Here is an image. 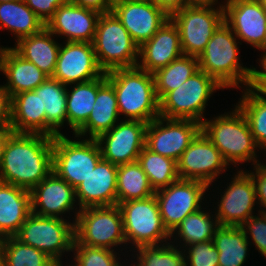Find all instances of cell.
Here are the masks:
<instances>
[{"instance_id": "cell-1", "label": "cell", "mask_w": 266, "mask_h": 266, "mask_svg": "<svg viewBox=\"0 0 266 266\" xmlns=\"http://www.w3.org/2000/svg\"><path fill=\"white\" fill-rule=\"evenodd\" d=\"M52 166V137L12 132L3 150L0 182L31 191L52 172Z\"/></svg>"}, {"instance_id": "cell-2", "label": "cell", "mask_w": 266, "mask_h": 266, "mask_svg": "<svg viewBox=\"0 0 266 266\" xmlns=\"http://www.w3.org/2000/svg\"><path fill=\"white\" fill-rule=\"evenodd\" d=\"M106 79L114 88L119 115L145 123L160 116L152 73L138 66L119 68L106 72Z\"/></svg>"}, {"instance_id": "cell-3", "label": "cell", "mask_w": 266, "mask_h": 266, "mask_svg": "<svg viewBox=\"0 0 266 266\" xmlns=\"http://www.w3.org/2000/svg\"><path fill=\"white\" fill-rule=\"evenodd\" d=\"M230 26L223 21L215 30L205 50L198 56L199 69L215 79L224 88L247 87L251 67L241 64L238 57L239 44ZM242 65V66H241Z\"/></svg>"}, {"instance_id": "cell-4", "label": "cell", "mask_w": 266, "mask_h": 266, "mask_svg": "<svg viewBox=\"0 0 266 266\" xmlns=\"http://www.w3.org/2000/svg\"><path fill=\"white\" fill-rule=\"evenodd\" d=\"M229 113L210 120L204 118L201 131L218 148L228 165L249 161L253 162L252 165L259 164L255 151L258 146L247 119L237 106Z\"/></svg>"}, {"instance_id": "cell-5", "label": "cell", "mask_w": 266, "mask_h": 266, "mask_svg": "<svg viewBox=\"0 0 266 266\" xmlns=\"http://www.w3.org/2000/svg\"><path fill=\"white\" fill-rule=\"evenodd\" d=\"M92 44L98 65L105 73L135 67L140 61L139 46L112 11L100 15Z\"/></svg>"}, {"instance_id": "cell-6", "label": "cell", "mask_w": 266, "mask_h": 266, "mask_svg": "<svg viewBox=\"0 0 266 266\" xmlns=\"http://www.w3.org/2000/svg\"><path fill=\"white\" fill-rule=\"evenodd\" d=\"M76 211L75 209L73 245L115 250L113 248L127 244L118 204L88 207Z\"/></svg>"}, {"instance_id": "cell-7", "label": "cell", "mask_w": 266, "mask_h": 266, "mask_svg": "<svg viewBox=\"0 0 266 266\" xmlns=\"http://www.w3.org/2000/svg\"><path fill=\"white\" fill-rule=\"evenodd\" d=\"M217 89L224 87L199 69L159 101V114L168 119H190L202 123L206 104Z\"/></svg>"}, {"instance_id": "cell-8", "label": "cell", "mask_w": 266, "mask_h": 266, "mask_svg": "<svg viewBox=\"0 0 266 266\" xmlns=\"http://www.w3.org/2000/svg\"><path fill=\"white\" fill-rule=\"evenodd\" d=\"M126 243L132 248L168 243L171 234L164 227L155 195L119 205ZM166 242V243H164Z\"/></svg>"}, {"instance_id": "cell-9", "label": "cell", "mask_w": 266, "mask_h": 266, "mask_svg": "<svg viewBox=\"0 0 266 266\" xmlns=\"http://www.w3.org/2000/svg\"><path fill=\"white\" fill-rule=\"evenodd\" d=\"M102 158L96 139H68L64 134L53 137L52 171L74 189L93 171Z\"/></svg>"}, {"instance_id": "cell-10", "label": "cell", "mask_w": 266, "mask_h": 266, "mask_svg": "<svg viewBox=\"0 0 266 266\" xmlns=\"http://www.w3.org/2000/svg\"><path fill=\"white\" fill-rule=\"evenodd\" d=\"M214 5L216 4L188 5L170 16L179 31L183 55L198 57L224 21L223 4L219 7Z\"/></svg>"}, {"instance_id": "cell-11", "label": "cell", "mask_w": 266, "mask_h": 266, "mask_svg": "<svg viewBox=\"0 0 266 266\" xmlns=\"http://www.w3.org/2000/svg\"><path fill=\"white\" fill-rule=\"evenodd\" d=\"M14 237L23 244L47 253L58 262L64 252L72 251L75 240L74 222L31 213Z\"/></svg>"}, {"instance_id": "cell-12", "label": "cell", "mask_w": 266, "mask_h": 266, "mask_svg": "<svg viewBox=\"0 0 266 266\" xmlns=\"http://www.w3.org/2000/svg\"><path fill=\"white\" fill-rule=\"evenodd\" d=\"M206 190L209 186L202 181L183 179L156 190L162 222L170 234L186 216L201 209Z\"/></svg>"}, {"instance_id": "cell-13", "label": "cell", "mask_w": 266, "mask_h": 266, "mask_svg": "<svg viewBox=\"0 0 266 266\" xmlns=\"http://www.w3.org/2000/svg\"><path fill=\"white\" fill-rule=\"evenodd\" d=\"M200 131L197 121L159 116L147 125L145 146L177 162Z\"/></svg>"}, {"instance_id": "cell-14", "label": "cell", "mask_w": 266, "mask_h": 266, "mask_svg": "<svg viewBox=\"0 0 266 266\" xmlns=\"http://www.w3.org/2000/svg\"><path fill=\"white\" fill-rule=\"evenodd\" d=\"M228 163L207 136L200 131L177 161L180 179L202 181L209 187Z\"/></svg>"}, {"instance_id": "cell-15", "label": "cell", "mask_w": 266, "mask_h": 266, "mask_svg": "<svg viewBox=\"0 0 266 266\" xmlns=\"http://www.w3.org/2000/svg\"><path fill=\"white\" fill-rule=\"evenodd\" d=\"M147 125L142 121L126 119L101 134L96 140L102 158L116 166L136 162L145 147Z\"/></svg>"}, {"instance_id": "cell-16", "label": "cell", "mask_w": 266, "mask_h": 266, "mask_svg": "<svg viewBox=\"0 0 266 266\" xmlns=\"http://www.w3.org/2000/svg\"><path fill=\"white\" fill-rule=\"evenodd\" d=\"M60 45L53 79L71 86L101 77L94 47L88 42H64Z\"/></svg>"}, {"instance_id": "cell-17", "label": "cell", "mask_w": 266, "mask_h": 266, "mask_svg": "<svg viewBox=\"0 0 266 266\" xmlns=\"http://www.w3.org/2000/svg\"><path fill=\"white\" fill-rule=\"evenodd\" d=\"M111 11L140 47L150 40L170 17L149 0H124L111 6Z\"/></svg>"}, {"instance_id": "cell-18", "label": "cell", "mask_w": 266, "mask_h": 266, "mask_svg": "<svg viewBox=\"0 0 266 266\" xmlns=\"http://www.w3.org/2000/svg\"><path fill=\"white\" fill-rule=\"evenodd\" d=\"M223 7L224 21L235 36L264 51L266 11L261 3L258 0H226Z\"/></svg>"}, {"instance_id": "cell-19", "label": "cell", "mask_w": 266, "mask_h": 266, "mask_svg": "<svg viewBox=\"0 0 266 266\" xmlns=\"http://www.w3.org/2000/svg\"><path fill=\"white\" fill-rule=\"evenodd\" d=\"M254 184L247 171L242 169L235 173L229 186L223 192L215 212L219 225L240 227L253 216L257 203ZM256 201V202H255Z\"/></svg>"}, {"instance_id": "cell-20", "label": "cell", "mask_w": 266, "mask_h": 266, "mask_svg": "<svg viewBox=\"0 0 266 266\" xmlns=\"http://www.w3.org/2000/svg\"><path fill=\"white\" fill-rule=\"evenodd\" d=\"M100 15L97 11L67 0L55 11L45 27L55 36H66L67 42L92 43Z\"/></svg>"}, {"instance_id": "cell-21", "label": "cell", "mask_w": 266, "mask_h": 266, "mask_svg": "<svg viewBox=\"0 0 266 266\" xmlns=\"http://www.w3.org/2000/svg\"><path fill=\"white\" fill-rule=\"evenodd\" d=\"M117 167L101 158L93 171L76 188L79 210L117 204Z\"/></svg>"}, {"instance_id": "cell-22", "label": "cell", "mask_w": 266, "mask_h": 266, "mask_svg": "<svg viewBox=\"0 0 266 266\" xmlns=\"http://www.w3.org/2000/svg\"><path fill=\"white\" fill-rule=\"evenodd\" d=\"M76 201L75 189L53 171L31 190L32 213L62 218L72 212Z\"/></svg>"}, {"instance_id": "cell-23", "label": "cell", "mask_w": 266, "mask_h": 266, "mask_svg": "<svg viewBox=\"0 0 266 266\" xmlns=\"http://www.w3.org/2000/svg\"><path fill=\"white\" fill-rule=\"evenodd\" d=\"M182 55L179 31L173 21L169 19L150 40L145 41L139 47L141 61L137 66L153 74Z\"/></svg>"}, {"instance_id": "cell-24", "label": "cell", "mask_w": 266, "mask_h": 266, "mask_svg": "<svg viewBox=\"0 0 266 266\" xmlns=\"http://www.w3.org/2000/svg\"><path fill=\"white\" fill-rule=\"evenodd\" d=\"M0 71L7 83L0 85L12 98L14 95L35 90L48 76L35 64L25 60L12 47H0Z\"/></svg>"}, {"instance_id": "cell-25", "label": "cell", "mask_w": 266, "mask_h": 266, "mask_svg": "<svg viewBox=\"0 0 266 266\" xmlns=\"http://www.w3.org/2000/svg\"><path fill=\"white\" fill-rule=\"evenodd\" d=\"M119 111L113 86L107 81L106 73L97 78V97L93 110L87 122L73 135L84 138L89 134V139H97L101 134L109 131L118 123Z\"/></svg>"}, {"instance_id": "cell-26", "label": "cell", "mask_w": 266, "mask_h": 266, "mask_svg": "<svg viewBox=\"0 0 266 266\" xmlns=\"http://www.w3.org/2000/svg\"><path fill=\"white\" fill-rule=\"evenodd\" d=\"M31 213V191L0 182V239L14 237Z\"/></svg>"}, {"instance_id": "cell-27", "label": "cell", "mask_w": 266, "mask_h": 266, "mask_svg": "<svg viewBox=\"0 0 266 266\" xmlns=\"http://www.w3.org/2000/svg\"><path fill=\"white\" fill-rule=\"evenodd\" d=\"M11 130L46 135V113L42 111L40 93L24 91L11 98Z\"/></svg>"}, {"instance_id": "cell-28", "label": "cell", "mask_w": 266, "mask_h": 266, "mask_svg": "<svg viewBox=\"0 0 266 266\" xmlns=\"http://www.w3.org/2000/svg\"><path fill=\"white\" fill-rule=\"evenodd\" d=\"M52 37H55L54 34L44 27L39 33L20 39L12 48L25 60L35 64L48 77H52L61 45Z\"/></svg>"}, {"instance_id": "cell-29", "label": "cell", "mask_w": 266, "mask_h": 266, "mask_svg": "<svg viewBox=\"0 0 266 266\" xmlns=\"http://www.w3.org/2000/svg\"><path fill=\"white\" fill-rule=\"evenodd\" d=\"M67 87L48 77L34 90L40 93L42 111L46 113V135L52 138L62 134L59 129L67 122Z\"/></svg>"}, {"instance_id": "cell-30", "label": "cell", "mask_w": 266, "mask_h": 266, "mask_svg": "<svg viewBox=\"0 0 266 266\" xmlns=\"http://www.w3.org/2000/svg\"><path fill=\"white\" fill-rule=\"evenodd\" d=\"M44 27L45 23L24 0L0 2V28L14 33L16 43L24 37L39 33Z\"/></svg>"}, {"instance_id": "cell-31", "label": "cell", "mask_w": 266, "mask_h": 266, "mask_svg": "<svg viewBox=\"0 0 266 266\" xmlns=\"http://www.w3.org/2000/svg\"><path fill=\"white\" fill-rule=\"evenodd\" d=\"M218 251V266H242L246 262L250 242L241 227L219 226L213 237Z\"/></svg>"}, {"instance_id": "cell-32", "label": "cell", "mask_w": 266, "mask_h": 266, "mask_svg": "<svg viewBox=\"0 0 266 266\" xmlns=\"http://www.w3.org/2000/svg\"><path fill=\"white\" fill-rule=\"evenodd\" d=\"M67 88V124L75 134L86 122L97 97V79L76 83Z\"/></svg>"}, {"instance_id": "cell-33", "label": "cell", "mask_w": 266, "mask_h": 266, "mask_svg": "<svg viewBox=\"0 0 266 266\" xmlns=\"http://www.w3.org/2000/svg\"><path fill=\"white\" fill-rule=\"evenodd\" d=\"M117 204L155 195L149 179L136 161L117 167Z\"/></svg>"}, {"instance_id": "cell-34", "label": "cell", "mask_w": 266, "mask_h": 266, "mask_svg": "<svg viewBox=\"0 0 266 266\" xmlns=\"http://www.w3.org/2000/svg\"><path fill=\"white\" fill-rule=\"evenodd\" d=\"M199 70L198 57L182 55L157 70L154 75L155 93L160 101L168 92L178 88Z\"/></svg>"}, {"instance_id": "cell-35", "label": "cell", "mask_w": 266, "mask_h": 266, "mask_svg": "<svg viewBox=\"0 0 266 266\" xmlns=\"http://www.w3.org/2000/svg\"><path fill=\"white\" fill-rule=\"evenodd\" d=\"M202 209L205 208L186 216L171 233L172 238L173 234H176V237L180 238L179 242H184H182L180 248L183 245V247H186L191 244L213 240L215 231L220 226L219 222L215 215L213 218L212 214L210 215L209 212Z\"/></svg>"}, {"instance_id": "cell-36", "label": "cell", "mask_w": 266, "mask_h": 266, "mask_svg": "<svg viewBox=\"0 0 266 266\" xmlns=\"http://www.w3.org/2000/svg\"><path fill=\"white\" fill-rule=\"evenodd\" d=\"M236 106L247 119L256 145L260 150L266 151V94L246 87Z\"/></svg>"}, {"instance_id": "cell-37", "label": "cell", "mask_w": 266, "mask_h": 266, "mask_svg": "<svg viewBox=\"0 0 266 266\" xmlns=\"http://www.w3.org/2000/svg\"><path fill=\"white\" fill-rule=\"evenodd\" d=\"M137 162L141 165L155 191L180 179L175 160L155 153L146 146L138 156Z\"/></svg>"}, {"instance_id": "cell-38", "label": "cell", "mask_w": 266, "mask_h": 266, "mask_svg": "<svg viewBox=\"0 0 266 266\" xmlns=\"http://www.w3.org/2000/svg\"><path fill=\"white\" fill-rule=\"evenodd\" d=\"M4 266H56L47 253L21 243L15 237L0 239Z\"/></svg>"}, {"instance_id": "cell-39", "label": "cell", "mask_w": 266, "mask_h": 266, "mask_svg": "<svg viewBox=\"0 0 266 266\" xmlns=\"http://www.w3.org/2000/svg\"><path fill=\"white\" fill-rule=\"evenodd\" d=\"M170 242L172 244L168 242L162 245L137 247L134 252L138 263L135 262L130 266H186L183 249H178V246H174V242Z\"/></svg>"}, {"instance_id": "cell-40", "label": "cell", "mask_w": 266, "mask_h": 266, "mask_svg": "<svg viewBox=\"0 0 266 266\" xmlns=\"http://www.w3.org/2000/svg\"><path fill=\"white\" fill-rule=\"evenodd\" d=\"M75 251V252H74ZM74 261L79 266H118L120 257L114 250L90 247L86 245H73Z\"/></svg>"}, {"instance_id": "cell-41", "label": "cell", "mask_w": 266, "mask_h": 266, "mask_svg": "<svg viewBox=\"0 0 266 266\" xmlns=\"http://www.w3.org/2000/svg\"><path fill=\"white\" fill-rule=\"evenodd\" d=\"M181 248H185L184 253L188 254H185L186 266H218L219 264L218 251L213 240Z\"/></svg>"}, {"instance_id": "cell-42", "label": "cell", "mask_w": 266, "mask_h": 266, "mask_svg": "<svg viewBox=\"0 0 266 266\" xmlns=\"http://www.w3.org/2000/svg\"><path fill=\"white\" fill-rule=\"evenodd\" d=\"M257 215L249 217L240 227L247 240H250L249 237H251L258 252L266 258V220L260 213Z\"/></svg>"}, {"instance_id": "cell-43", "label": "cell", "mask_w": 266, "mask_h": 266, "mask_svg": "<svg viewBox=\"0 0 266 266\" xmlns=\"http://www.w3.org/2000/svg\"><path fill=\"white\" fill-rule=\"evenodd\" d=\"M26 5L46 24L67 0H24Z\"/></svg>"}, {"instance_id": "cell-44", "label": "cell", "mask_w": 266, "mask_h": 266, "mask_svg": "<svg viewBox=\"0 0 266 266\" xmlns=\"http://www.w3.org/2000/svg\"><path fill=\"white\" fill-rule=\"evenodd\" d=\"M253 170L255 172L248 171L247 173L251 176L254 184L259 207L266 209V164H255Z\"/></svg>"}, {"instance_id": "cell-45", "label": "cell", "mask_w": 266, "mask_h": 266, "mask_svg": "<svg viewBox=\"0 0 266 266\" xmlns=\"http://www.w3.org/2000/svg\"><path fill=\"white\" fill-rule=\"evenodd\" d=\"M260 57L261 71L254 67L251 68V76L247 85L248 89L258 93L266 92V51L262 52ZM257 69V70H256Z\"/></svg>"}, {"instance_id": "cell-46", "label": "cell", "mask_w": 266, "mask_h": 266, "mask_svg": "<svg viewBox=\"0 0 266 266\" xmlns=\"http://www.w3.org/2000/svg\"><path fill=\"white\" fill-rule=\"evenodd\" d=\"M0 131L11 130V98L0 86Z\"/></svg>"}, {"instance_id": "cell-47", "label": "cell", "mask_w": 266, "mask_h": 266, "mask_svg": "<svg viewBox=\"0 0 266 266\" xmlns=\"http://www.w3.org/2000/svg\"><path fill=\"white\" fill-rule=\"evenodd\" d=\"M163 10L169 17L190 5L187 0H149Z\"/></svg>"}, {"instance_id": "cell-48", "label": "cell", "mask_w": 266, "mask_h": 266, "mask_svg": "<svg viewBox=\"0 0 266 266\" xmlns=\"http://www.w3.org/2000/svg\"><path fill=\"white\" fill-rule=\"evenodd\" d=\"M70 2L94 11L107 13L111 11V5L106 0H69Z\"/></svg>"}, {"instance_id": "cell-49", "label": "cell", "mask_w": 266, "mask_h": 266, "mask_svg": "<svg viewBox=\"0 0 266 266\" xmlns=\"http://www.w3.org/2000/svg\"><path fill=\"white\" fill-rule=\"evenodd\" d=\"M11 133H12V131H0V169H1L4 146H5V143H6L8 136Z\"/></svg>"}, {"instance_id": "cell-50", "label": "cell", "mask_w": 266, "mask_h": 266, "mask_svg": "<svg viewBox=\"0 0 266 266\" xmlns=\"http://www.w3.org/2000/svg\"><path fill=\"white\" fill-rule=\"evenodd\" d=\"M190 5L194 4H217L218 0H187Z\"/></svg>"}, {"instance_id": "cell-51", "label": "cell", "mask_w": 266, "mask_h": 266, "mask_svg": "<svg viewBox=\"0 0 266 266\" xmlns=\"http://www.w3.org/2000/svg\"><path fill=\"white\" fill-rule=\"evenodd\" d=\"M263 208H261V210L259 209V211H258V213H260L262 216H263V218L266 220V209L264 210H262Z\"/></svg>"}, {"instance_id": "cell-52", "label": "cell", "mask_w": 266, "mask_h": 266, "mask_svg": "<svg viewBox=\"0 0 266 266\" xmlns=\"http://www.w3.org/2000/svg\"><path fill=\"white\" fill-rule=\"evenodd\" d=\"M0 266H4L3 265V253H2V249H1V244H0Z\"/></svg>"}, {"instance_id": "cell-53", "label": "cell", "mask_w": 266, "mask_h": 266, "mask_svg": "<svg viewBox=\"0 0 266 266\" xmlns=\"http://www.w3.org/2000/svg\"><path fill=\"white\" fill-rule=\"evenodd\" d=\"M111 6L117 2L124 1V0H106Z\"/></svg>"}, {"instance_id": "cell-54", "label": "cell", "mask_w": 266, "mask_h": 266, "mask_svg": "<svg viewBox=\"0 0 266 266\" xmlns=\"http://www.w3.org/2000/svg\"><path fill=\"white\" fill-rule=\"evenodd\" d=\"M261 5L263 6V9L266 11V0H258Z\"/></svg>"}, {"instance_id": "cell-55", "label": "cell", "mask_w": 266, "mask_h": 266, "mask_svg": "<svg viewBox=\"0 0 266 266\" xmlns=\"http://www.w3.org/2000/svg\"><path fill=\"white\" fill-rule=\"evenodd\" d=\"M56 266H64V265L62 264V261H58V262H56ZM71 266H79V265L77 263H75V265L72 264Z\"/></svg>"}, {"instance_id": "cell-56", "label": "cell", "mask_w": 266, "mask_h": 266, "mask_svg": "<svg viewBox=\"0 0 266 266\" xmlns=\"http://www.w3.org/2000/svg\"><path fill=\"white\" fill-rule=\"evenodd\" d=\"M264 51H266V29H265Z\"/></svg>"}, {"instance_id": "cell-57", "label": "cell", "mask_w": 266, "mask_h": 266, "mask_svg": "<svg viewBox=\"0 0 266 266\" xmlns=\"http://www.w3.org/2000/svg\"><path fill=\"white\" fill-rule=\"evenodd\" d=\"M7 1H20V0H0V2H7Z\"/></svg>"}]
</instances>
